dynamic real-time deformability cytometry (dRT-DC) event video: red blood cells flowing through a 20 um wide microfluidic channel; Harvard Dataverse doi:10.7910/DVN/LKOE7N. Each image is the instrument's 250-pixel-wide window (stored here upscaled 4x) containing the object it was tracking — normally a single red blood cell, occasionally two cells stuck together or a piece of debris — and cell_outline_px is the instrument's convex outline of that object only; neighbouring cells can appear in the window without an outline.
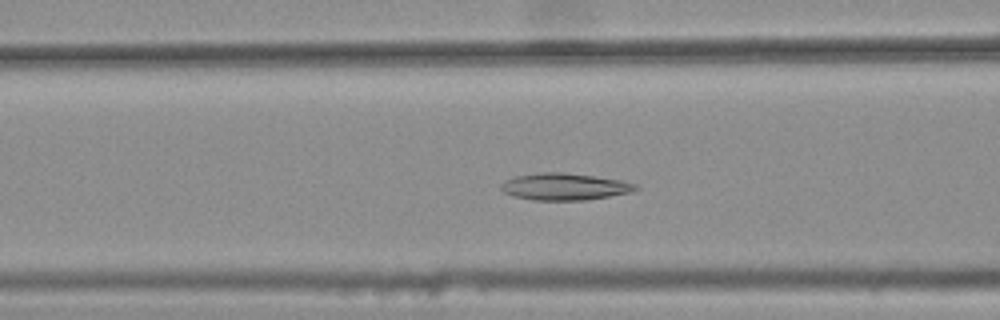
{"species": "common noctule bat (a hibernating species)", "species_latin": "Nyctalus noctula", "temperature_condition": "warm", "stored_images_in_passage": 43, "camera_frame_rate_fps": 3000, "um_per_image_px": 0.085, "animal": {"sex": "female", "body_mass_g": 25.1}, "frame": {"image": 1, "passage_image": 20, "time_ms": 6.333, "image_size_px": [1000, 320], "cell_outline_px": [[640, 188], [632, 192], [584, 200], [532, 200], [512, 196], [504, 192], [500, 188], [500, 184], [504, 180], [516, 176], [540, 172], [564, 172], [620, 180], [636, 184]], "centroid_in_image_um": [47.95, 15.86], "position_along_channel_um": 118.7, "area_um2": 21.1}}
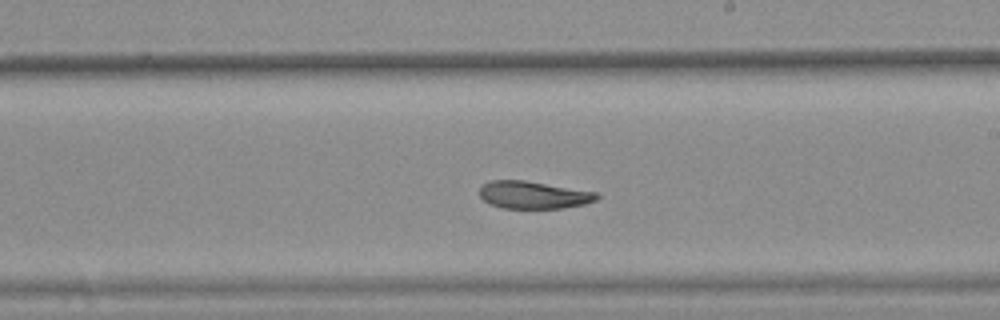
{"frame": {"image": 2, "passage_image": 30, "time_ms": 9.667, "image_size_px": [1000, 320], "cell_outline_px": [[600, 196], [596, 200], [584, 204], [564, 208], [500, 208], [488, 204], [480, 196], [480, 188], [488, 180], [524, 180], [596, 192]], "centroid_in_image_um": [45.31, 16.57], "position_along_channel_um": 243.7, "area_um2": 18.79}}
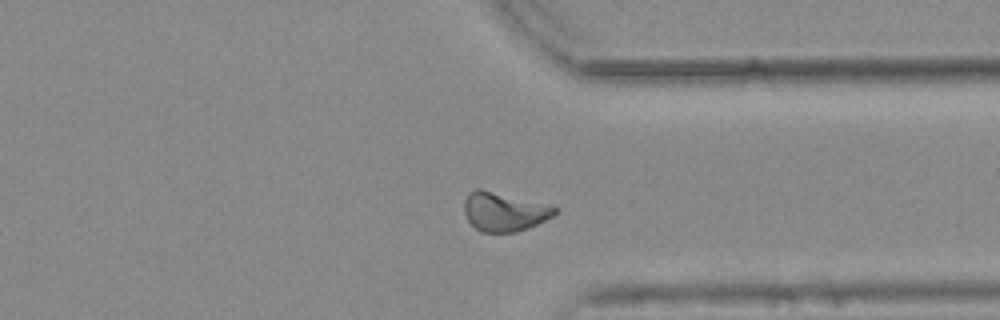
{"frame": {"image": 3, "passage_image": 40, "time_ms": 13.0, "image_size_px": [1000, 320], "cell_outline_px": [[556, 212], [552, 216], [528, 228], [516, 232], [480, 232], [468, 220], [464, 212], [464, 200], [468, 192], [476, 188], [480, 188], [556, 208]], "centroid_in_image_um": [42.75, 18.0], "position_along_channel_um": 368.6, "area_um2": 20.0}, "authors_computed_cell_mechanics": {"area_um2": 20.23, "velocity_mm_per_s": 3.7647, "shape_relaxation_time_tau1_ms": null, "shape_relaxation_time_tau2_ms": 3.9375, "deformation_change_tau1": null, "deformation_change_tau2": 0.1065}}